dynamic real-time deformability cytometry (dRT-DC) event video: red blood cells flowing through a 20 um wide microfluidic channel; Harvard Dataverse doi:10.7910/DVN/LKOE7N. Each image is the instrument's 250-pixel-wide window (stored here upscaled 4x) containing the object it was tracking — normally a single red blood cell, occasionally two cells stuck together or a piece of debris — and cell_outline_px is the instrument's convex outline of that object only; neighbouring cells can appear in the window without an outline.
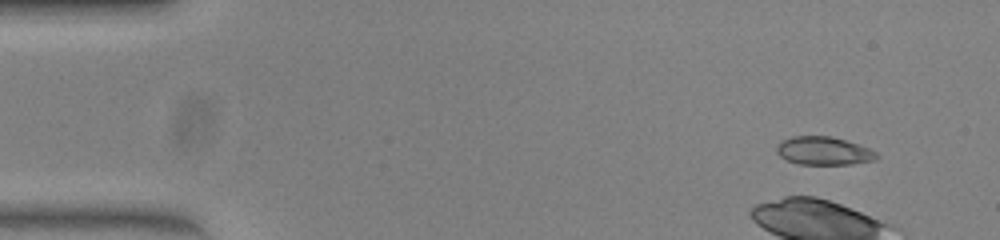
{"species": "common noctule bat (a hibernating species)", "species_latin": "Nyctalus noctula", "temperature_condition": "warm", "stored_images_in_passage": 43, "camera_frame_rate_fps": 3000, "um_per_image_px": 0.085, "animal": {"sex": "female", "body_mass_g": 23.0, "forearm_length_mm": 53.4}, "frame": {"image": 1, "passage_image": 4, "time_ms": 1.0, "image_size_px": [1000, 240], "cell_outline_px": [[880, 156], [876, 160], [852, 164], [800, 164], [788, 160], [780, 156], [776, 152], [776, 144], [780, 140], [792, 136], [832, 136], [868, 148], [876, 152]], "centroid_in_image_um": [69.99, 12.82], "position_along_channel_um": 15.0, "area_um2": 16.47}}